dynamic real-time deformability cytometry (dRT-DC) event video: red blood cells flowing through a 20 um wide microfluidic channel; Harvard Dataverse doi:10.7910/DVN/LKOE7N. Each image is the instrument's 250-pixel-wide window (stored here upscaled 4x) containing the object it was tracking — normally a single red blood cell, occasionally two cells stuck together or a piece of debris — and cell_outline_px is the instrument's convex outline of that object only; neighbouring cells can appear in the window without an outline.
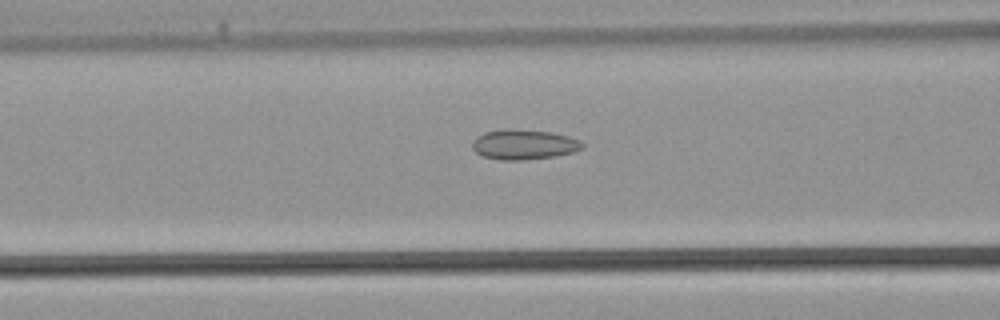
{"species": "common noctule bat (a hibernating species)", "species_latin": "Nyctalus noctula", "temperature_condition": "warm", "stored_images_in_passage": 39, "camera_frame_rate_fps": 3000, "um_per_image_px": 0.085, "animal": {"sex": "male", "body_mass_g": 21.5, "forearm_length_mm": 52.0}, "frame": {"image": 1, "passage_image": 15, "time_ms": 4.667, "image_size_px": [1000, 320], "cell_outline_px": [[584, 148], [572, 152], [556, 156], [520, 160], [500, 160], [484, 156], [476, 152], [472, 148], [472, 140], [476, 136], [484, 132], [504, 128], [512, 128], [552, 132], [568, 136], [580, 140], [584, 144]], "centroid_in_image_um": [44.51, 12.26], "position_along_channel_um": 122.1, "area_um2": 19.48}}
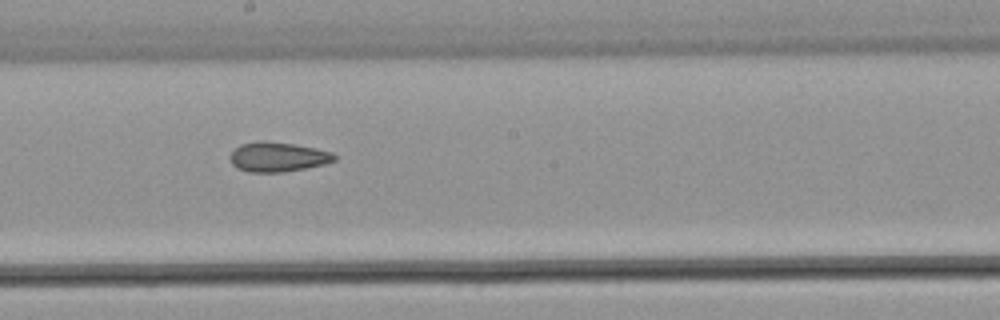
{"frame": {"image": 2, "passage_image": 21, "time_ms": 6.667, "image_size_px": [1000, 320], "cell_outline_px": [[336, 160], [324, 164], [284, 172], [248, 172], [236, 168], [228, 160], [228, 156], [240, 144], [260, 140], [264, 140], [296, 144], [316, 148], [332, 152], [336, 156]], "centroid_in_image_um": [23.57, 13.33], "position_along_channel_um": 224.6, "area_um2": 18.26}}
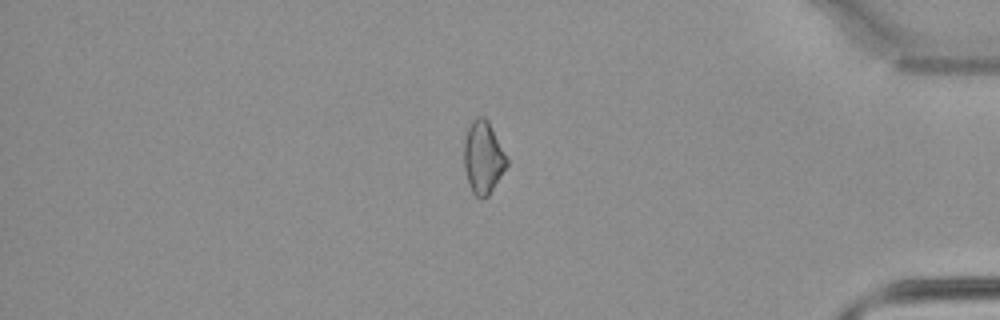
{"frame": {"image": 3, "passage_image": 33, "time_ms": 10.667, "image_size_px": [1000, 320], "cell_outline_px": [[508, 164], [488, 196], [480, 200], [472, 192], [468, 184], [464, 168], [464, 140], [468, 128], [472, 120], [476, 116], [484, 116], [488, 120], [508, 160]], "centroid_in_image_um": [41.05, 13.39], "position_along_channel_um": 394.2, "area_um2": 18.09}}